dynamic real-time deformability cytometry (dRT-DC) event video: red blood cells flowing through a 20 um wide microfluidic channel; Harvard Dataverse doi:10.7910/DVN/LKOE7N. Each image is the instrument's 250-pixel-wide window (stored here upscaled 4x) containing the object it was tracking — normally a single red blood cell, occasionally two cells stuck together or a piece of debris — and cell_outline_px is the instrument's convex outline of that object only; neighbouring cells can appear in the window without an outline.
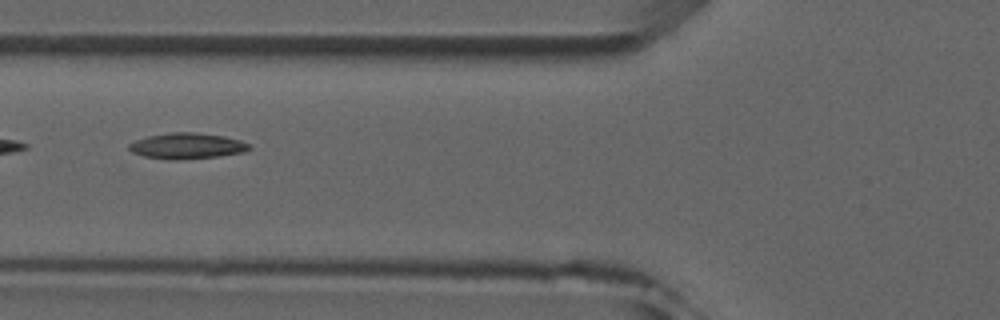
{"species": "common noctule bat (a hibernating species)", "species_latin": "Nyctalus noctula", "temperature_condition": "room temperature", "stored_images_in_passage": 3, "camera_frame_rate_fps": 3000, "um_per_image_px": 0.085, "animal": {"sex": "male", "forearm_length_mm": 52.5}, "frame": {"image": 1, "passage_image": 2, "time_ms": 1.333, "image_size_px": [1000, 320], "cell_outline_px": [[252, 148], [244, 152], [216, 156], [176, 160], [172, 160], [144, 156], [132, 152], [128, 148], [128, 144], [136, 140], [148, 136], [172, 132], [196, 132], [224, 136], [240, 140], [248, 144]], "centroid_in_image_um": [15.88, 12.39], "position_along_channel_um": 109.9, "area_um2": 17.98}}
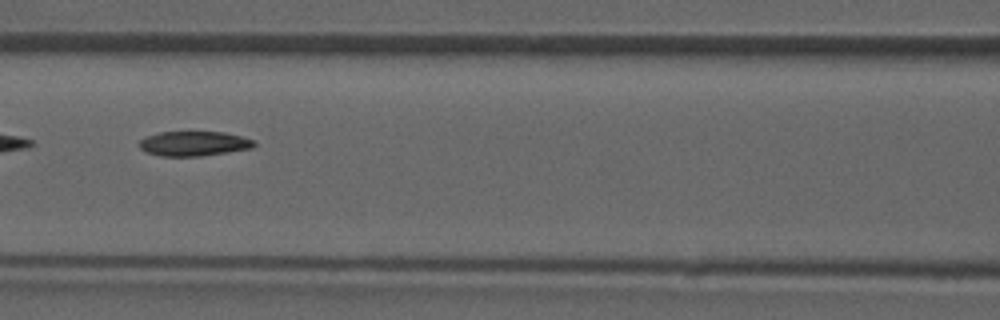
{"frame": {"image": 2, "passage_image": 3, "time_ms": 2.333, "image_size_px": [1000, 320], "cell_outline_px": [[256, 144], [252, 148], [228, 152], [200, 156], [160, 156], [148, 152], [140, 148], [140, 140], [148, 136], [160, 132], [224, 132], [240, 136], [252, 140]], "centroid_in_image_um": [16.49, 12.21], "position_along_channel_um": 150.1, "area_um2": 16.3}}